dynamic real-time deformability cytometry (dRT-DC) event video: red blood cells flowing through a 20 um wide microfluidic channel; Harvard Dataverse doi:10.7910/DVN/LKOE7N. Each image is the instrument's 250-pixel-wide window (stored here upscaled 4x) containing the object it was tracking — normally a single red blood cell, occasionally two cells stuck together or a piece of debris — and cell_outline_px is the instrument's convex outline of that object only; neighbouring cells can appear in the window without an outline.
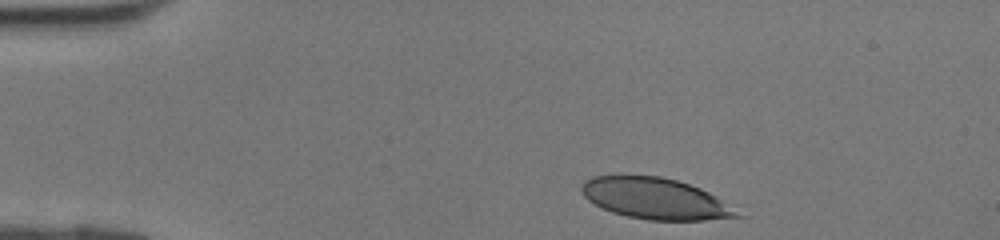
{"species": "human", "species_latin": "Homo sapiens", "temperature_condition": "room temperature", "stored_images_in_passage": 29, "camera_frame_rate_fps": 3000, "um_per_image_px": 0.085, "donor": {"sex": "female"}, "frame": {"image": 1, "passage_image": 1, "time_ms": 0.0, "image_size_px": [1000, 240], "cell_outline_px": [[748, 216], [704, 220], [648, 220], [628, 216], [612, 212], [588, 200], [580, 192], [580, 184], [584, 180], [592, 176], [660, 176], [676, 180], [700, 188], [708, 192]], "centroid_in_image_um": [55.7, 16.88], "position_along_channel_um": 29.3, "area_um2": 37.17}}
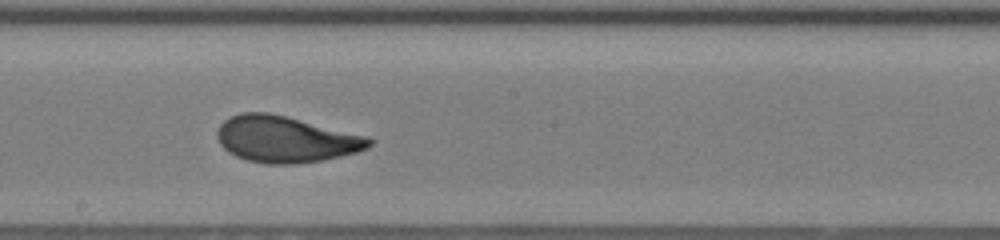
{"frame": {"image": 2, "passage_image": 17, "time_ms": 5.333, "image_size_px": [1000, 240], "cell_outline_px": [[372, 144], [368, 148], [356, 152], [340, 156], [320, 160], [292, 164], [268, 164], [248, 160], [236, 156], [228, 152], [220, 144], [216, 136], [216, 132], [220, 124], [224, 120], [240, 112], [268, 112], [368, 136], [372, 140]], "centroid_in_image_um": [24.25, 11.83], "position_along_channel_um": 224.0, "area_um2": 40.81}}
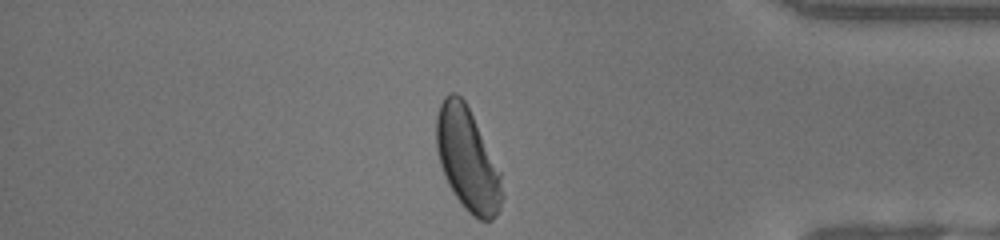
{"frame": {"image": 3, "passage_image": 29, "time_ms": 9.333, "image_size_px": [1000, 240], "cell_outline_px": [[504, 196], [500, 208], [496, 216], [492, 220], [480, 220], [472, 216], [464, 208], [448, 184], [444, 176], [440, 164], [436, 148], [436, 116], [440, 104], [444, 96], [448, 92], [456, 92], [464, 100], [500, 172]], "centroid_in_image_um": [39.72, 13.57], "position_along_channel_um": 395.5, "area_um2": 39.13}}